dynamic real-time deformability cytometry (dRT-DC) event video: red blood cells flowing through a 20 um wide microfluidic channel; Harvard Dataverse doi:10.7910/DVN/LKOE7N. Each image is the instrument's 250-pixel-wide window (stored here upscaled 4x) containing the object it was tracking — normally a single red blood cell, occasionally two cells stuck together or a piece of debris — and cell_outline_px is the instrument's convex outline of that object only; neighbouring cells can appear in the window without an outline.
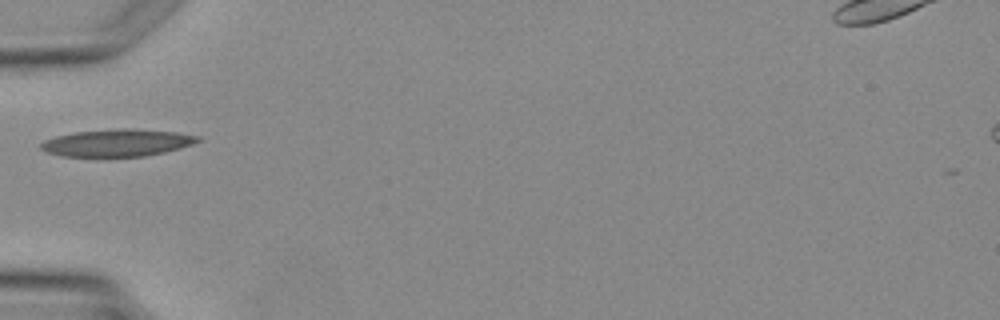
{"species": "Egyptian fruit bat (a non-hibernating species)", "species_latin": "Rousettus aegyptiacus", "temperature_condition": "warm", "stored_images_in_passage": 1, "camera_frame_rate_fps": 3000, "um_per_image_px": 0.085, "animal": {"sex": "female"}, "frame": {"image": 1, "passage_image": 1, "time_ms": 0.0, "image_size_px": [1000, 320], "cell_outline_px": [[200, 140], [192, 144], [180, 148], [164, 152], [144, 156], [60, 156], [48, 152], [40, 148], [40, 144], [44, 140], [56, 136], [72, 132], [120, 128], [128, 128], [176, 132], [200, 136]], "centroid_in_image_um": [9.95, 12.13], "position_along_channel_um": 75.1, "area_um2": 24.8}}